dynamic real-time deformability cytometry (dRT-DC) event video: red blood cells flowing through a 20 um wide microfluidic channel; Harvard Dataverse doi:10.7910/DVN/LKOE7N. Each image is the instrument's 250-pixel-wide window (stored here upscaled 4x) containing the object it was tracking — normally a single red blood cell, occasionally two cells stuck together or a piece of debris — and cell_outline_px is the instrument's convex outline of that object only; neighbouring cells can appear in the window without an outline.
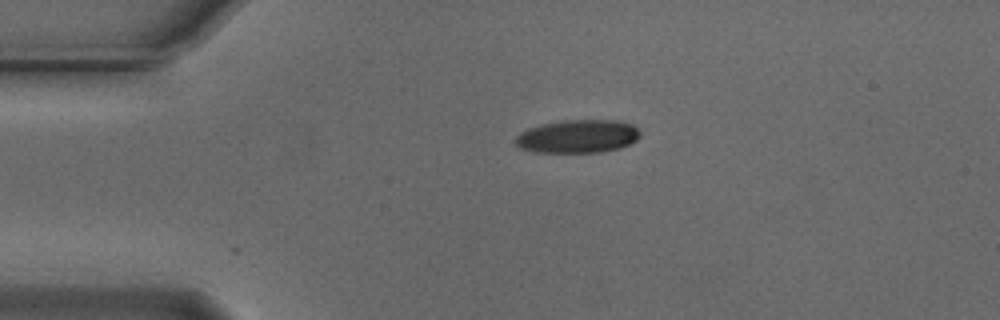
{"species": "Egyptian fruit bat (a non-hibernating species)", "species_latin": "Rousettus aegyptiacus", "temperature_condition": "cold", "stored_images_in_passage": 18, "camera_frame_rate_fps": 3000, "um_per_image_px": 0.085, "animal": {"sex": "male"}, "frame": {"image": 1, "passage_image": 1, "time_ms": 0.0, "image_size_px": [1000, 320], "cell_outline_px": [[640, 136], [636, 140], [620, 148], [600, 152], [536, 152], [520, 148], [516, 144], [516, 136], [520, 132], [528, 128], [540, 124], [560, 120], [620, 120], [632, 124], [640, 132]], "centroid_in_image_um": [49.1, 11.58], "position_along_channel_um": 35.9, "area_um2": 24.22}}
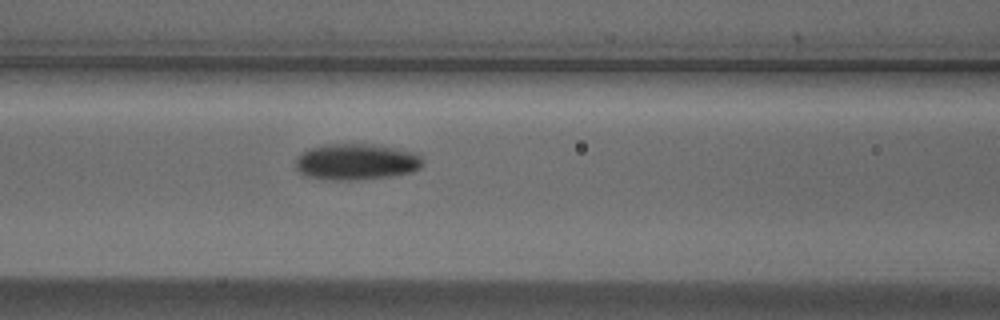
{"frame": {"image": 2, "passage_image": 12, "time_ms": 3.667, "image_size_px": [1000, 320], "cell_outline_px": [[424, 160], [420, 168], [412, 172], [392, 176], [356, 180], [332, 180], [304, 176], [296, 168], [296, 156], [300, 152], [308, 148], [328, 144], [372, 144], [416, 152]], "centroid_in_image_um": [30.27, 13.75], "position_along_channel_um": 136.3, "area_um2": 27.11}}
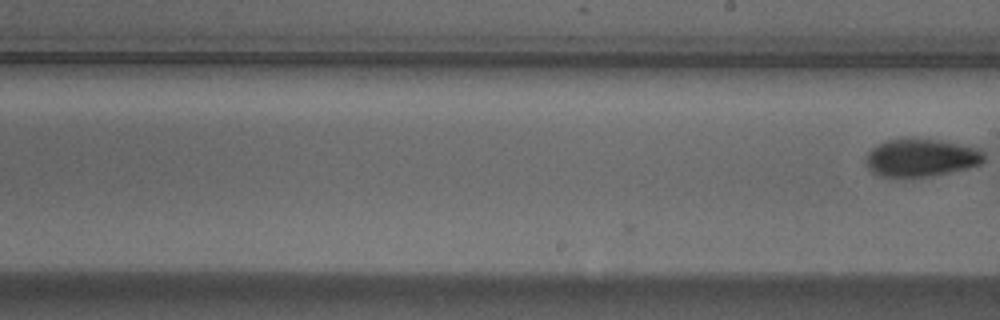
{"frame": {"image": 3, "passage_image": 18, "time_ms": 5.667, "image_size_px": [1000, 320], "cell_outline_px": [[984, 160], [980, 164], [968, 168], [928, 176], [880, 176], [872, 172], [864, 164], [864, 160], [868, 152], [872, 148], [888, 140], [904, 136], [912, 136], [940, 140], [980, 148], [984, 152]], "centroid_in_image_um": [78.27, 13.36], "position_along_channel_um": 210.7, "area_um2": 26.41}}